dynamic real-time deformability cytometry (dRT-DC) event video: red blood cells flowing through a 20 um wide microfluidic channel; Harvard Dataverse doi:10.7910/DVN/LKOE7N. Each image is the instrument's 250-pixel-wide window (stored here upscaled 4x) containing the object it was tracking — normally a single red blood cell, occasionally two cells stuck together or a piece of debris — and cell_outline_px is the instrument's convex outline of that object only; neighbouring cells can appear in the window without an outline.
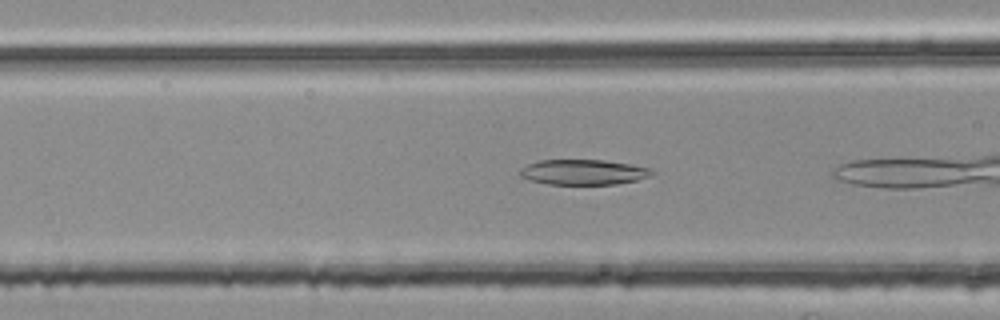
{"species": "common noctule bat (a hibernating species)", "species_latin": "Nyctalus noctula", "temperature_condition": "room temperature", "stored_images_in_passage": 9, "camera_frame_rate_fps": 3000, "um_per_image_px": 0.085, "animal": {"sex": "female", "body_mass_g": 25.1}, "frame": {"image": 1, "passage_image": 4, "time_ms": 1.0, "image_size_px": [1000, 320], "cell_outline_px": [[656, 172], [652, 176], [636, 180], [616, 184], [548, 184], [532, 180], [520, 176], [520, 168], [528, 164], [540, 160], [604, 160], [652, 168]], "centroid_in_image_um": [49.63, 14.63], "position_along_channel_um": 117.0, "area_um2": 19.36}}
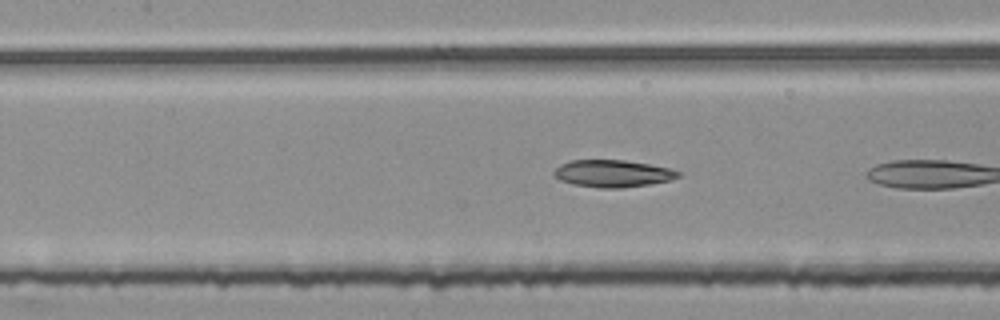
{"frame": {"image": 2, "passage_image": 7, "time_ms": 2.0, "image_size_px": [1000, 320], "cell_outline_px": [[680, 176], [672, 180], [648, 184], [620, 188], [600, 188], [572, 184], [560, 180], [552, 172], [560, 164], [572, 160], [624, 160], [672, 168], [680, 172]], "centroid_in_image_um": [52.09, 14.75], "position_along_channel_um": 155.3, "area_um2": 19.65}}